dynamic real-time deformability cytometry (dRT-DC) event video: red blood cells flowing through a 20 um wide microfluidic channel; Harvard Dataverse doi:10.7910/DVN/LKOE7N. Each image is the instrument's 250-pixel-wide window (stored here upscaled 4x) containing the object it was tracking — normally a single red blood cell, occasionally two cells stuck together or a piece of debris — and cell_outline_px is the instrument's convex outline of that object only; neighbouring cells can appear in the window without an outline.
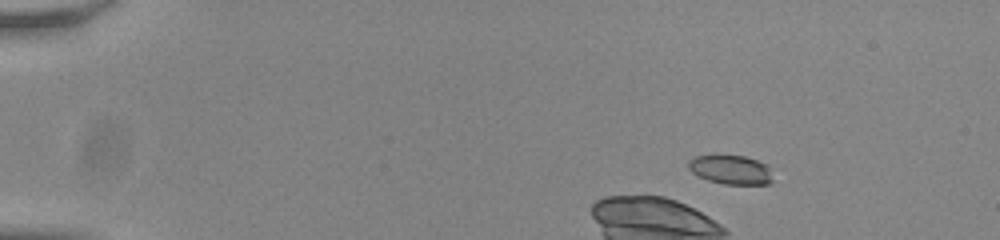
{"species": "common noctule bat (a hibernating species)", "species_latin": "Nyctalus noctula", "temperature_condition": "room temperature", "stored_images_in_passage": 20, "camera_frame_rate_fps": 3000, "um_per_image_px": 0.085, "animal": {"sex": "male", "body_mass_g": 20.0, "forearm_length_mm": 53.3}, "frame": {"image": 1, "passage_image": 9, "time_ms": 2.667, "image_size_px": [1000, 240], "cell_outline_px": [[772, 180], [768, 184], [724, 184], [708, 180], [692, 172], [688, 168], [688, 160], [692, 156], [744, 156], [756, 160], [764, 164], [768, 168]], "centroid_in_image_um": [62.07, 14.43], "position_along_channel_um": 22.9, "area_um2": 13.99}}